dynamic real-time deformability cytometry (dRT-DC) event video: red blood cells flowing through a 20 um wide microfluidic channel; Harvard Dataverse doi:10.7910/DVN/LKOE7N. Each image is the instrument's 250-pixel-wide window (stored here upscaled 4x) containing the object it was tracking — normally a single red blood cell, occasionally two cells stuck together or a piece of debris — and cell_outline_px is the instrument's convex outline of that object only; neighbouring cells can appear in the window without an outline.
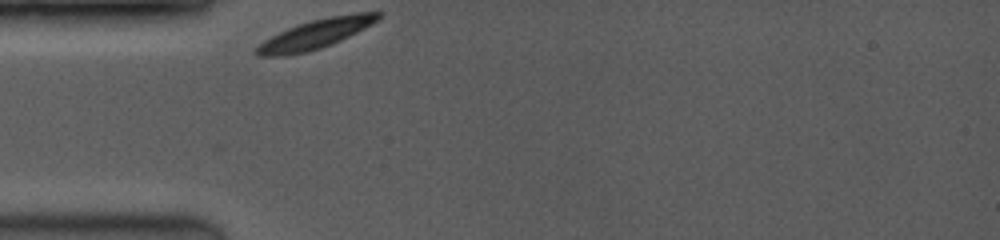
{"species": "common noctule bat (a hibernating species)", "species_latin": "Nyctalus noctula", "temperature_condition": "room temperature", "stored_images_in_passage": 12, "camera_frame_rate_fps": 3500, "um_per_image_px": 0.085, "animal": {"sex": "female", "body_mass_g": 19.0, "forearm_length_mm": 53.3}, "frame": {"image": 1, "passage_image": 1, "time_ms": 0.0, "image_size_px": [1000, 240], "cell_outline_px": [[384, 12], [376, 20], [364, 28], [340, 40], [320, 48], [308, 52], [284, 56], [256, 56], [252, 52], [264, 40], [288, 28], [312, 20], [328, 16], [356, 12]], "centroid_in_image_um": [26.78, 2.9], "position_along_channel_um": 58.2, "area_um2": 20.46}}
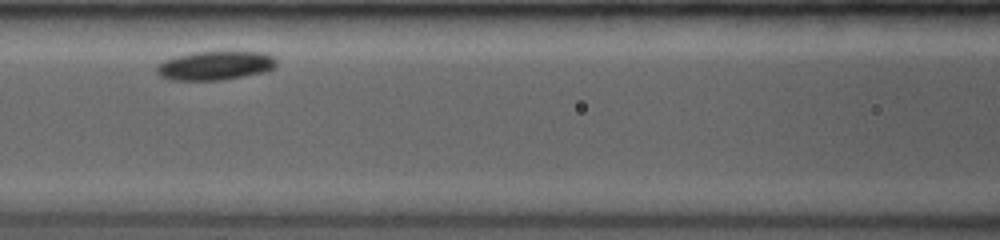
{"frame": {"image": 2, "passage_image": 6, "time_ms": 2.571, "image_size_px": [1000, 240], "cell_outline_px": [[276, 64], [272, 68], [264, 72], [220, 80], [172, 80], [160, 76], [156, 72], [156, 68], [164, 60], [176, 56], [196, 52], [264, 52], [272, 56], [276, 60]], "centroid_in_image_um": [18.27, 5.57], "position_along_channel_um": 148.3, "area_um2": 19.88}}
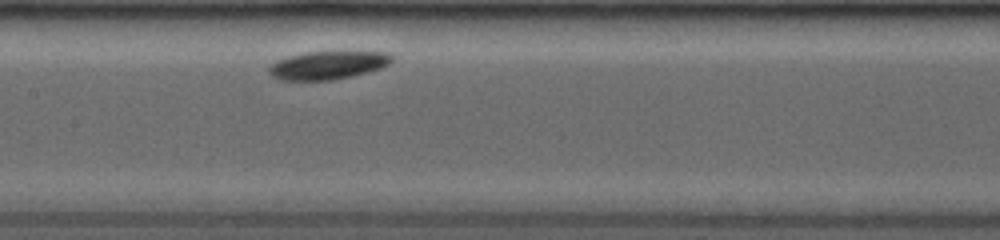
{"frame": {"image": 3, "passage_image": 8, "time_ms": 3.429, "image_size_px": [1000, 240], "cell_outline_px": [[392, 60], [388, 64], [380, 68], [368, 72], [352, 76], [332, 80], [280, 80], [272, 76], [268, 72], [268, 64], [276, 60], [288, 56], [304, 52], [332, 48], [340, 48], [388, 52], [392, 56]], "centroid_in_image_um": [27.88, 5.47], "position_along_channel_um": 179.5, "area_um2": 21.56}}